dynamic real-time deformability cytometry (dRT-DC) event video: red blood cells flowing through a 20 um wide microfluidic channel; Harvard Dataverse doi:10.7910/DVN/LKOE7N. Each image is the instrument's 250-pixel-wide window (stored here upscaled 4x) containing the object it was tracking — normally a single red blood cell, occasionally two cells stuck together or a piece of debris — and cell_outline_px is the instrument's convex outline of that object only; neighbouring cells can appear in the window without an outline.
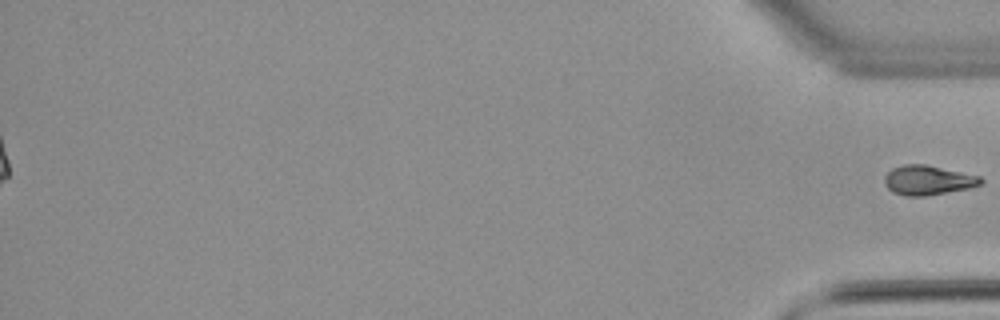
{"species": "common noctule bat (a hibernating species)", "species_latin": "Nyctalus noctula", "temperature_condition": "warm", "stored_images_in_passage": 39, "segment_of_instrument_passage": [2, 2], "camera_frame_rate_fps": 3000, "um_per_image_px": 0.085, "animal": {"sex": "male", "body_mass_g": 21.5, "forearm_length_mm": 52.0}, "frame": {"image": 1, "passage_image": 39, "time_ms": 12.667, "image_size_px": [1000, 320], "cell_outline_px": [[984, 180], [980, 184], [968, 188], [924, 196], [904, 196], [892, 192], [884, 184], [884, 176], [892, 168], [904, 164], [924, 164], [980, 176]], "centroid_in_image_um": [78.83, 15.31], "position_along_channel_um": 356.4, "area_um2": 16.47}}